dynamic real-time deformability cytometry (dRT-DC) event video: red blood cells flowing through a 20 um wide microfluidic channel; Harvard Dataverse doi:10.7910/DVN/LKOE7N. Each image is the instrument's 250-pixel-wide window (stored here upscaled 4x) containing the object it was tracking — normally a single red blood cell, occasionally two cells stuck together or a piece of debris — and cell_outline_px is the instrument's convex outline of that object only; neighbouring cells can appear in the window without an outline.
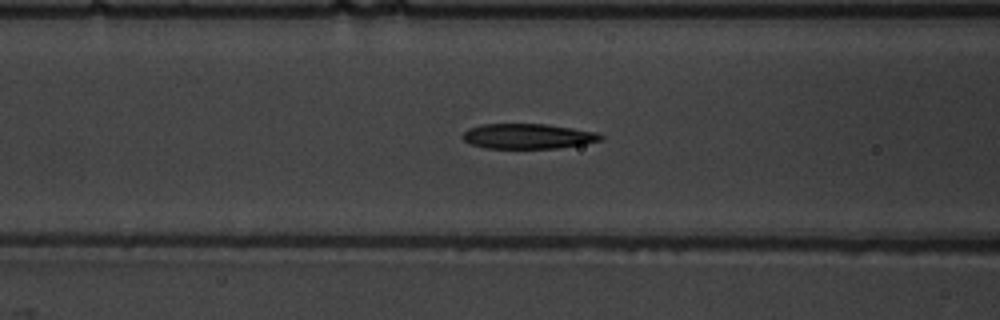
{"species": "common noctule bat (a hibernating species)", "species_latin": "Nyctalus noctula", "temperature_condition": "warm", "stored_images_in_passage": 35, "camera_frame_rate_fps": 3000, "um_per_image_px": 0.085, "animal": {"sex": "male", "body_mass_g": 19.5, "forearm_length_mm": 54.6}, "frame": {"image": 1, "passage_image": 13, "time_ms": 4.0, "image_size_px": [1000, 320], "cell_outline_px": [[604, 140], [584, 144], [560, 148], [484, 148], [472, 144], [464, 140], [464, 132], [468, 128], [484, 124], [544, 124], [572, 128], [596, 132], [604, 136]], "centroid_in_image_um": [44.92, 11.58], "position_along_channel_um": 121.7, "area_um2": 20.11}}
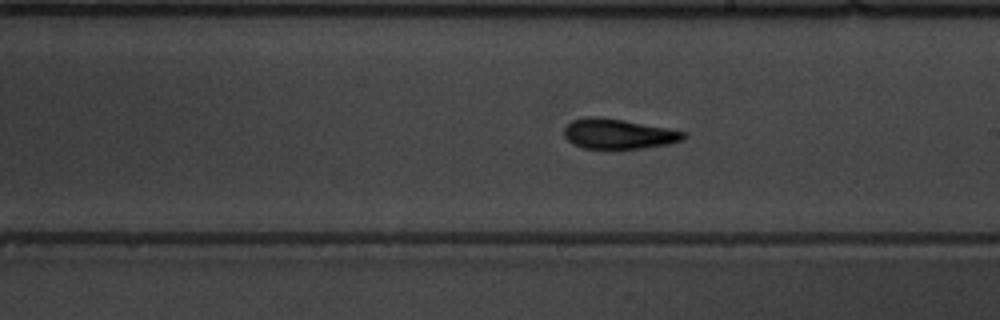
{"frame": {"image": 2, "passage_image": 22, "time_ms": 7.0, "image_size_px": [1000, 320], "cell_outline_px": [[688, 136], [684, 140], [668, 144], [640, 148], [584, 148], [572, 144], [564, 136], [564, 128], [572, 120], [584, 116], [600, 116], [624, 120], [668, 128], [688, 132]], "centroid_in_image_um": [52.58, 11.36], "position_along_channel_um": 236.4, "area_um2": 21.1}}
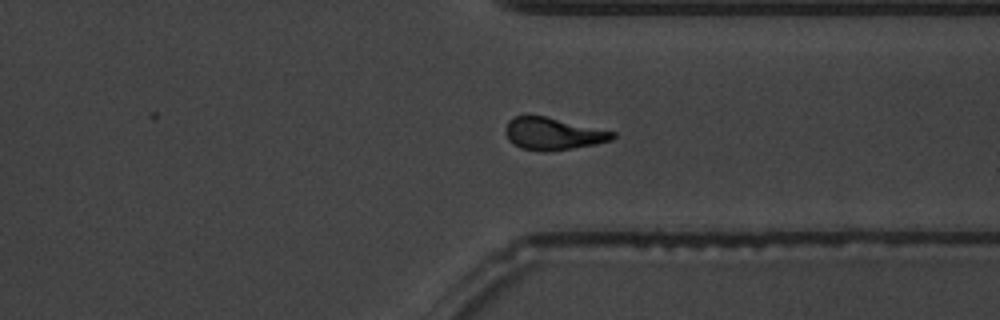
{"frame": {"image": 3, "passage_image": 32, "time_ms": 10.333, "image_size_px": [1000, 320], "cell_outline_px": [[616, 136], [612, 140], [596, 144], [572, 148], [544, 152], [540, 152], [520, 148], [512, 144], [508, 140], [504, 132], [504, 128], [508, 120], [512, 116], [544, 116], [616, 132]], "centroid_in_image_um": [46.96, 11.38], "position_along_channel_um": 364.4, "area_um2": 20.29}, "authors_computed_cell_mechanics": {"area_um2": 20.23, "velocity_mm_per_s": 3.8382, "shape_relaxation_time_tau1_ms": 4.4897, "shape_relaxation_time_tau2_ms": 1.0908, "deformation_change_tau1": 0.1837, "deformation_change_tau2": 0.0877}}